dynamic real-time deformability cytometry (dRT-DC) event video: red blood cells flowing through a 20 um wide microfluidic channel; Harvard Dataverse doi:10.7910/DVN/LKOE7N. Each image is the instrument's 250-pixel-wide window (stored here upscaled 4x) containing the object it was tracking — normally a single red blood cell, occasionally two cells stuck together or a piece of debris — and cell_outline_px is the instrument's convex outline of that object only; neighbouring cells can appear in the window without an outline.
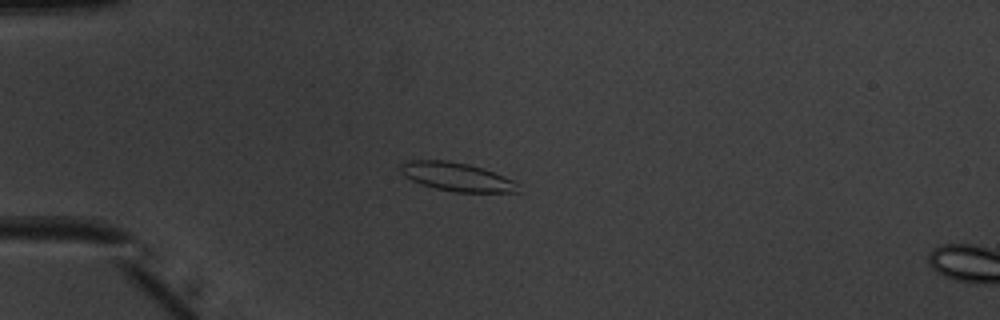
{"species": "common noctule bat (a hibernating species)", "species_latin": "Nyctalus noctula", "temperature_condition": "warm", "stored_images_in_passage": 5, "camera_frame_rate_fps": 3000, "um_per_image_px": 0.085, "animal": {"sex": "male", "body_mass_g": 20.1, "forearm_length_mm": 53.5}, "frame": {"image": 1, "passage_image": 1, "time_ms": 0.0, "image_size_px": [1000, 320], "cell_outline_px": [[520, 192], [456, 192], [436, 188], [412, 180], [404, 176], [400, 172], [400, 164], [408, 160], [448, 160], [468, 164], [484, 168], [504, 176], [520, 184]], "centroid_in_image_um": [38.85, 15.02], "position_along_channel_um": 46.2, "area_um2": 19.59}}